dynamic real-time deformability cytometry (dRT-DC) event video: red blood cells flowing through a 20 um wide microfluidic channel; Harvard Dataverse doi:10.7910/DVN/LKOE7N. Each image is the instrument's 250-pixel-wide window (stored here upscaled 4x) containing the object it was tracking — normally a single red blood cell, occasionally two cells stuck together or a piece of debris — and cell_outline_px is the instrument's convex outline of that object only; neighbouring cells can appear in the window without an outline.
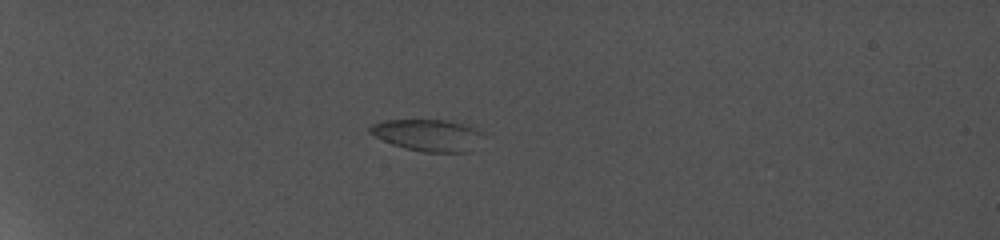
{"species": "common noctule bat (a hibernating species)", "species_latin": "Nyctalus noctula", "temperature_condition": "cold", "stored_images_in_passage": 15, "camera_frame_rate_fps": 5000, "um_per_image_px": 0.085, "animal": {"sex": "female", "body_mass_g": 19.0, "forearm_length_mm": 56.7}, "frame": {"image": 1, "passage_image": 11, "time_ms": 8.2, "image_size_px": [1000, 240], "cell_outline_px": [[468, 128], [464, 152], [424, 152], [392, 144], [376, 136], [368, 128], [376, 124], [388, 120], [440, 120], [456, 124]], "centroid_in_image_um": [35.96, 11.47], "position_along_channel_um": 49.0, "area_um2": 18.03}}